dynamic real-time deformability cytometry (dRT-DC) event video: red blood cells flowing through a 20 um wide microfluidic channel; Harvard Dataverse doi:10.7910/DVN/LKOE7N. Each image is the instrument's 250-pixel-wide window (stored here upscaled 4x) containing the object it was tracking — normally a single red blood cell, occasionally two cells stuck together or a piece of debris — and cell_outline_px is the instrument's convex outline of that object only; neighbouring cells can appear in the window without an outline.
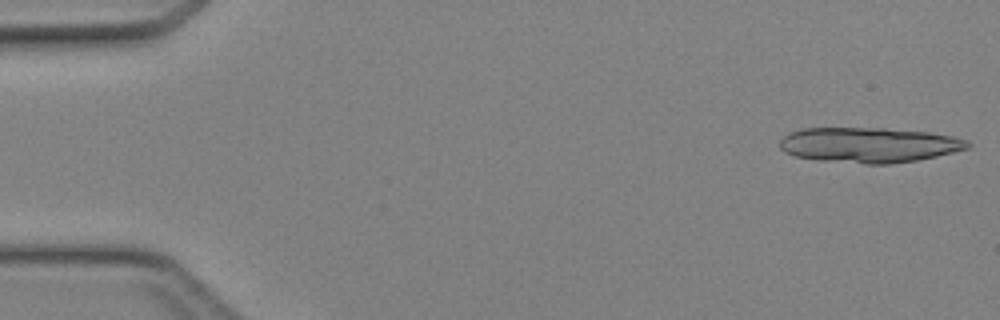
{"species": "Egyptian fruit bat (a non-hibernating species)", "species_latin": "Rousettus aegyptiacus", "temperature_condition": "cold", "stored_images_in_passage": 12, "camera_frame_rate_fps": 3000, "um_per_image_px": 0.085, "animal": {"sex": "female"}, "frame": {"image": 1, "passage_image": 1, "time_ms": 0.0, "image_size_px": [1000, 320], "cell_outline_px": [[972, 144], [968, 148], [936, 156], [916, 160], [888, 164], [864, 164], [816, 160], [792, 156], [784, 152], [780, 148], [780, 140], [788, 132], [804, 128], [884, 128], [928, 132], [952, 136], [968, 140]], "centroid_in_image_um": [73.82, 12.32], "position_along_channel_um": 11.2, "area_um2": 38.73}}